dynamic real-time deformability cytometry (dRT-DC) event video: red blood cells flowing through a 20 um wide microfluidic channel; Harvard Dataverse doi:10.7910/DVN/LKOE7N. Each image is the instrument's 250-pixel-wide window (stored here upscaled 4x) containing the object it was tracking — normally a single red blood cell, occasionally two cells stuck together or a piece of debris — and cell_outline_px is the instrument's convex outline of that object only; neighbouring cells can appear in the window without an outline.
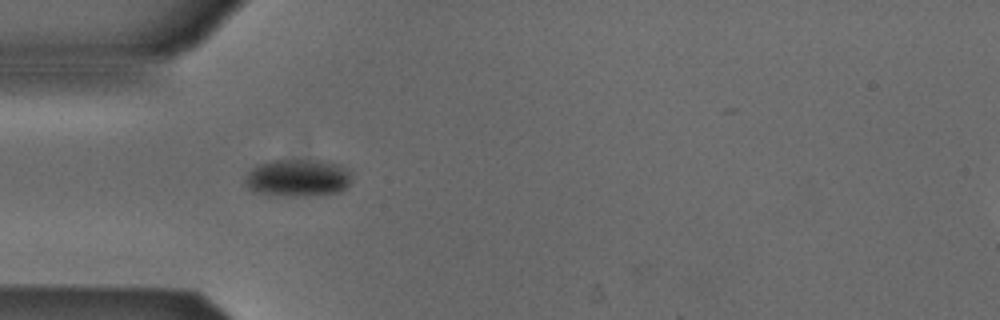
{"species": "Egyptian fruit bat (a non-hibernating species)", "species_latin": "Rousettus aegyptiacus", "temperature_condition": "cold", "stored_images_in_passage": 32, "camera_frame_rate_fps": 3000, "um_per_image_px": 0.085, "animal": {"sex": "male"}, "frame": {"image": 1, "passage_image": 1, "time_ms": 0.0, "image_size_px": [1000, 320], "cell_outline_px": [[352, 172], [348, 184], [340, 192], [308, 196], [276, 196], [252, 192], [244, 184], [244, 176], [252, 168], [260, 164], [276, 160], [316, 160], [340, 164]], "centroid_in_image_um": [25.28, 15.14], "position_along_channel_um": 59.7, "area_um2": 23.52}}
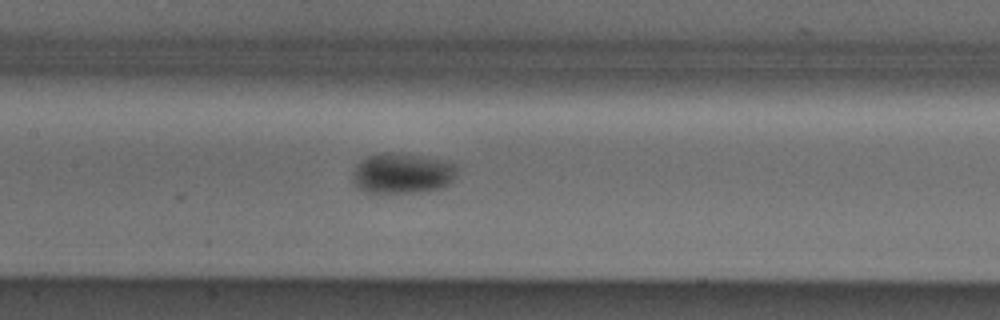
{"frame": {"image": 2, "passage_image": 10, "time_ms": 3.0, "image_size_px": [1000, 320], "cell_outline_px": [[456, 172], [452, 184], [444, 188], [428, 192], [364, 192], [352, 180], [352, 176], [360, 160], [368, 156], [416, 156], [444, 160], [456, 164]], "centroid_in_image_um": [34.28, 14.8], "position_along_channel_um": 173.1, "area_um2": 23.81}}
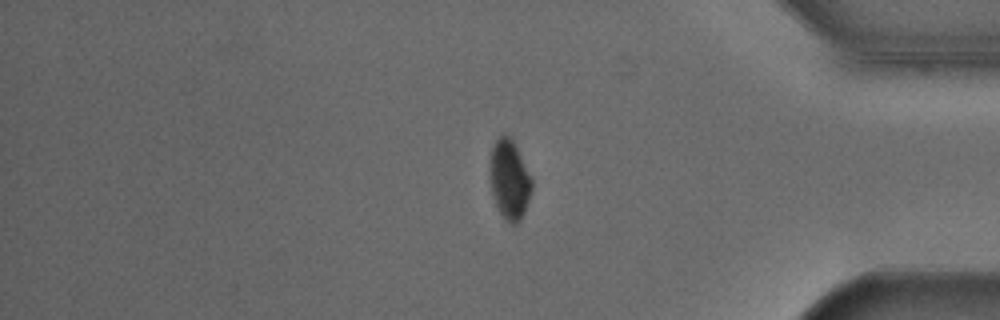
{"frame": {"image": 3, "passage_image": 29, "time_ms": 9.333, "image_size_px": [1000, 320], "cell_outline_px": [[532, 188], [524, 212], [520, 220], [516, 224], [512, 224], [504, 220], [492, 196], [488, 168], [488, 160], [492, 144], [500, 132], [504, 132], [512, 140], [532, 180]], "centroid_in_image_um": [43.24, 15.22], "position_along_channel_um": 392.0, "area_um2": 19.65}}